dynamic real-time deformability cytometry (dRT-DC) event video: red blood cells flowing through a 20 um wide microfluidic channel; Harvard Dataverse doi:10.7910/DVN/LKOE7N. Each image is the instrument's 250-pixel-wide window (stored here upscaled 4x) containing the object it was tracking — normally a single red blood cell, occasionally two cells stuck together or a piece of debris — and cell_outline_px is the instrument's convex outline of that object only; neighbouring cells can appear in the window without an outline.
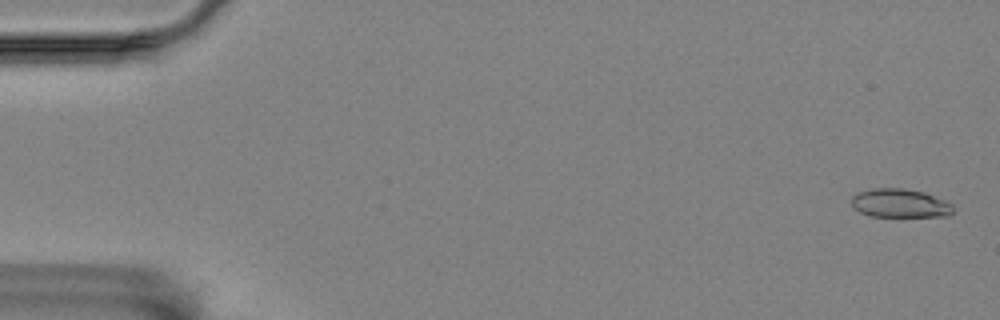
{"species": "Egyptian fruit bat (a non-hibernating species)", "species_latin": "Rousettus aegyptiacus", "temperature_condition": "room temperature", "stored_images_in_passage": 10, "camera_frame_rate_fps": 3000, "um_per_image_px": 0.085, "animal": {"sex": "female"}, "frame": {"image": 1, "passage_image": 2, "time_ms": 0.333, "image_size_px": [1000, 320], "cell_outline_px": [[952, 212], [948, 216], [872, 216], [860, 212], [852, 208], [852, 196], [856, 192], [872, 188], [904, 188], [924, 192], [944, 200], [952, 204]], "centroid_in_image_um": [76.45, 17.26], "position_along_channel_um": 8.5, "area_um2": 16.99}}